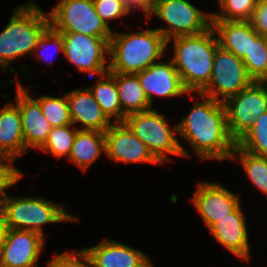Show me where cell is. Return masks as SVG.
Here are the masks:
<instances>
[{"label": "cell", "mask_w": 267, "mask_h": 267, "mask_svg": "<svg viewBox=\"0 0 267 267\" xmlns=\"http://www.w3.org/2000/svg\"><path fill=\"white\" fill-rule=\"evenodd\" d=\"M104 152L106 153L104 132L78 129L68 160L86 172Z\"/></svg>", "instance_id": "cell-22"}, {"label": "cell", "mask_w": 267, "mask_h": 267, "mask_svg": "<svg viewBox=\"0 0 267 267\" xmlns=\"http://www.w3.org/2000/svg\"><path fill=\"white\" fill-rule=\"evenodd\" d=\"M44 243L40 233L8 228L0 251V264L5 267H38Z\"/></svg>", "instance_id": "cell-13"}, {"label": "cell", "mask_w": 267, "mask_h": 267, "mask_svg": "<svg viewBox=\"0 0 267 267\" xmlns=\"http://www.w3.org/2000/svg\"><path fill=\"white\" fill-rule=\"evenodd\" d=\"M168 120V117L165 118L164 114L153 108L127 115L124 120L127 127L148 147L160 164L172 161L169 155L190 157L188 150L177 139V123L171 127Z\"/></svg>", "instance_id": "cell-6"}, {"label": "cell", "mask_w": 267, "mask_h": 267, "mask_svg": "<svg viewBox=\"0 0 267 267\" xmlns=\"http://www.w3.org/2000/svg\"><path fill=\"white\" fill-rule=\"evenodd\" d=\"M236 144L253 155L267 157V111Z\"/></svg>", "instance_id": "cell-29"}, {"label": "cell", "mask_w": 267, "mask_h": 267, "mask_svg": "<svg viewBox=\"0 0 267 267\" xmlns=\"http://www.w3.org/2000/svg\"><path fill=\"white\" fill-rule=\"evenodd\" d=\"M63 55L79 72L87 73L91 78L109 71V41L81 33H62Z\"/></svg>", "instance_id": "cell-11"}, {"label": "cell", "mask_w": 267, "mask_h": 267, "mask_svg": "<svg viewBox=\"0 0 267 267\" xmlns=\"http://www.w3.org/2000/svg\"><path fill=\"white\" fill-rule=\"evenodd\" d=\"M97 78L93 86H88L94 99L112 122H124L126 116L122 112L115 79L108 72Z\"/></svg>", "instance_id": "cell-24"}, {"label": "cell", "mask_w": 267, "mask_h": 267, "mask_svg": "<svg viewBox=\"0 0 267 267\" xmlns=\"http://www.w3.org/2000/svg\"><path fill=\"white\" fill-rule=\"evenodd\" d=\"M116 81L122 112L125 116L153 108L136 74L108 72Z\"/></svg>", "instance_id": "cell-23"}, {"label": "cell", "mask_w": 267, "mask_h": 267, "mask_svg": "<svg viewBox=\"0 0 267 267\" xmlns=\"http://www.w3.org/2000/svg\"><path fill=\"white\" fill-rule=\"evenodd\" d=\"M196 98L199 101L196 99L189 114L177 123L178 136L188 142L202 160H230L236 142L228 131L224 102L201 93Z\"/></svg>", "instance_id": "cell-1"}, {"label": "cell", "mask_w": 267, "mask_h": 267, "mask_svg": "<svg viewBox=\"0 0 267 267\" xmlns=\"http://www.w3.org/2000/svg\"><path fill=\"white\" fill-rule=\"evenodd\" d=\"M26 154L22 120L14 102H6L0 108V155L18 159Z\"/></svg>", "instance_id": "cell-20"}, {"label": "cell", "mask_w": 267, "mask_h": 267, "mask_svg": "<svg viewBox=\"0 0 267 267\" xmlns=\"http://www.w3.org/2000/svg\"><path fill=\"white\" fill-rule=\"evenodd\" d=\"M238 157L251 183L267 195V157L253 155L236 144L230 160L236 161Z\"/></svg>", "instance_id": "cell-25"}, {"label": "cell", "mask_w": 267, "mask_h": 267, "mask_svg": "<svg viewBox=\"0 0 267 267\" xmlns=\"http://www.w3.org/2000/svg\"><path fill=\"white\" fill-rule=\"evenodd\" d=\"M192 205L201 215L208 230L240 203V194L230 191L221 183L200 181L191 198Z\"/></svg>", "instance_id": "cell-12"}, {"label": "cell", "mask_w": 267, "mask_h": 267, "mask_svg": "<svg viewBox=\"0 0 267 267\" xmlns=\"http://www.w3.org/2000/svg\"><path fill=\"white\" fill-rule=\"evenodd\" d=\"M136 75L151 106L154 96L172 98L189 94L171 59L167 62L159 60Z\"/></svg>", "instance_id": "cell-16"}, {"label": "cell", "mask_w": 267, "mask_h": 267, "mask_svg": "<svg viewBox=\"0 0 267 267\" xmlns=\"http://www.w3.org/2000/svg\"><path fill=\"white\" fill-rule=\"evenodd\" d=\"M72 126L74 125L52 127L48 139L40 151L50 156L53 155L57 159H61V157L65 156L68 159L77 130L79 129Z\"/></svg>", "instance_id": "cell-27"}, {"label": "cell", "mask_w": 267, "mask_h": 267, "mask_svg": "<svg viewBox=\"0 0 267 267\" xmlns=\"http://www.w3.org/2000/svg\"><path fill=\"white\" fill-rule=\"evenodd\" d=\"M84 249L92 267H148L152 263L143 251L112 239Z\"/></svg>", "instance_id": "cell-18"}, {"label": "cell", "mask_w": 267, "mask_h": 267, "mask_svg": "<svg viewBox=\"0 0 267 267\" xmlns=\"http://www.w3.org/2000/svg\"><path fill=\"white\" fill-rule=\"evenodd\" d=\"M130 9L138 13L140 9L141 13L146 17L147 14L154 8L158 0H126ZM135 9V10H134Z\"/></svg>", "instance_id": "cell-36"}, {"label": "cell", "mask_w": 267, "mask_h": 267, "mask_svg": "<svg viewBox=\"0 0 267 267\" xmlns=\"http://www.w3.org/2000/svg\"><path fill=\"white\" fill-rule=\"evenodd\" d=\"M36 100L45 119L52 127L73 125L66 94L61 97L44 95L37 97Z\"/></svg>", "instance_id": "cell-28"}, {"label": "cell", "mask_w": 267, "mask_h": 267, "mask_svg": "<svg viewBox=\"0 0 267 267\" xmlns=\"http://www.w3.org/2000/svg\"><path fill=\"white\" fill-rule=\"evenodd\" d=\"M105 139V155L113 161L160 164L124 122L113 123L105 132Z\"/></svg>", "instance_id": "cell-15"}, {"label": "cell", "mask_w": 267, "mask_h": 267, "mask_svg": "<svg viewBox=\"0 0 267 267\" xmlns=\"http://www.w3.org/2000/svg\"><path fill=\"white\" fill-rule=\"evenodd\" d=\"M50 47L52 52H49ZM45 49V50H44ZM48 49V50H47ZM61 51L63 54V37L62 33L56 31L51 25L45 30V32L38 39L36 47L34 49L33 55H37L38 60L51 62L53 59L52 56L55 54L54 52ZM43 51V52H42ZM49 52V54H48ZM51 53V54H50ZM54 53V54H53ZM51 56V57H50ZM56 58V57H54Z\"/></svg>", "instance_id": "cell-31"}, {"label": "cell", "mask_w": 267, "mask_h": 267, "mask_svg": "<svg viewBox=\"0 0 267 267\" xmlns=\"http://www.w3.org/2000/svg\"><path fill=\"white\" fill-rule=\"evenodd\" d=\"M72 124L81 130L106 132L114 123L105 115L88 87L66 93Z\"/></svg>", "instance_id": "cell-19"}, {"label": "cell", "mask_w": 267, "mask_h": 267, "mask_svg": "<svg viewBox=\"0 0 267 267\" xmlns=\"http://www.w3.org/2000/svg\"><path fill=\"white\" fill-rule=\"evenodd\" d=\"M7 229H8V227L4 221L3 216H0V251H1V248L4 244Z\"/></svg>", "instance_id": "cell-37"}, {"label": "cell", "mask_w": 267, "mask_h": 267, "mask_svg": "<svg viewBox=\"0 0 267 267\" xmlns=\"http://www.w3.org/2000/svg\"><path fill=\"white\" fill-rule=\"evenodd\" d=\"M0 31V68L7 71L13 60L33 54L38 39L50 26L49 14L34 0L20 4Z\"/></svg>", "instance_id": "cell-4"}, {"label": "cell", "mask_w": 267, "mask_h": 267, "mask_svg": "<svg viewBox=\"0 0 267 267\" xmlns=\"http://www.w3.org/2000/svg\"><path fill=\"white\" fill-rule=\"evenodd\" d=\"M227 127L237 143L253 127L257 118L267 111V82L253 81L225 102Z\"/></svg>", "instance_id": "cell-9"}, {"label": "cell", "mask_w": 267, "mask_h": 267, "mask_svg": "<svg viewBox=\"0 0 267 267\" xmlns=\"http://www.w3.org/2000/svg\"><path fill=\"white\" fill-rule=\"evenodd\" d=\"M253 81L243 60L219 45L213 60L211 79L200 93L214 100L225 102Z\"/></svg>", "instance_id": "cell-10"}, {"label": "cell", "mask_w": 267, "mask_h": 267, "mask_svg": "<svg viewBox=\"0 0 267 267\" xmlns=\"http://www.w3.org/2000/svg\"><path fill=\"white\" fill-rule=\"evenodd\" d=\"M219 45L243 59L251 48V24L249 21L212 20Z\"/></svg>", "instance_id": "cell-21"}, {"label": "cell", "mask_w": 267, "mask_h": 267, "mask_svg": "<svg viewBox=\"0 0 267 267\" xmlns=\"http://www.w3.org/2000/svg\"><path fill=\"white\" fill-rule=\"evenodd\" d=\"M167 41L155 28L139 32L113 31L109 41V71L136 74L161 60Z\"/></svg>", "instance_id": "cell-3"}, {"label": "cell", "mask_w": 267, "mask_h": 267, "mask_svg": "<svg viewBox=\"0 0 267 267\" xmlns=\"http://www.w3.org/2000/svg\"><path fill=\"white\" fill-rule=\"evenodd\" d=\"M173 41L172 61L189 93H200L209 83L219 42L212 26L200 34L179 36Z\"/></svg>", "instance_id": "cell-2"}, {"label": "cell", "mask_w": 267, "mask_h": 267, "mask_svg": "<svg viewBox=\"0 0 267 267\" xmlns=\"http://www.w3.org/2000/svg\"><path fill=\"white\" fill-rule=\"evenodd\" d=\"M241 203L209 229L215 240L241 261L251 258L250 243Z\"/></svg>", "instance_id": "cell-17"}, {"label": "cell", "mask_w": 267, "mask_h": 267, "mask_svg": "<svg viewBox=\"0 0 267 267\" xmlns=\"http://www.w3.org/2000/svg\"><path fill=\"white\" fill-rule=\"evenodd\" d=\"M64 207L43 197L6 195L3 218L8 228L34 231L44 237L42 226L46 224L80 221L79 217L73 216Z\"/></svg>", "instance_id": "cell-5"}, {"label": "cell", "mask_w": 267, "mask_h": 267, "mask_svg": "<svg viewBox=\"0 0 267 267\" xmlns=\"http://www.w3.org/2000/svg\"><path fill=\"white\" fill-rule=\"evenodd\" d=\"M93 2L97 14L110 28V20H117L133 13L126 0H93Z\"/></svg>", "instance_id": "cell-32"}, {"label": "cell", "mask_w": 267, "mask_h": 267, "mask_svg": "<svg viewBox=\"0 0 267 267\" xmlns=\"http://www.w3.org/2000/svg\"><path fill=\"white\" fill-rule=\"evenodd\" d=\"M249 22L259 35L267 38V0H257Z\"/></svg>", "instance_id": "cell-35"}, {"label": "cell", "mask_w": 267, "mask_h": 267, "mask_svg": "<svg viewBox=\"0 0 267 267\" xmlns=\"http://www.w3.org/2000/svg\"><path fill=\"white\" fill-rule=\"evenodd\" d=\"M10 84H16V102L14 103L20 111L22 120V129L24 142L26 147V154L29 148L40 150L46 143L52 126L45 119L39 102L28 93V89L21 85V81L17 83L10 79Z\"/></svg>", "instance_id": "cell-14"}, {"label": "cell", "mask_w": 267, "mask_h": 267, "mask_svg": "<svg viewBox=\"0 0 267 267\" xmlns=\"http://www.w3.org/2000/svg\"><path fill=\"white\" fill-rule=\"evenodd\" d=\"M14 158L0 155V192L6 196V189L19 183L24 173L13 166Z\"/></svg>", "instance_id": "cell-34"}, {"label": "cell", "mask_w": 267, "mask_h": 267, "mask_svg": "<svg viewBox=\"0 0 267 267\" xmlns=\"http://www.w3.org/2000/svg\"><path fill=\"white\" fill-rule=\"evenodd\" d=\"M257 0H219V13L212 12V20L249 21Z\"/></svg>", "instance_id": "cell-30"}, {"label": "cell", "mask_w": 267, "mask_h": 267, "mask_svg": "<svg viewBox=\"0 0 267 267\" xmlns=\"http://www.w3.org/2000/svg\"><path fill=\"white\" fill-rule=\"evenodd\" d=\"M47 267H92L91 259L87 251L66 250L64 253L56 254L47 262Z\"/></svg>", "instance_id": "cell-33"}, {"label": "cell", "mask_w": 267, "mask_h": 267, "mask_svg": "<svg viewBox=\"0 0 267 267\" xmlns=\"http://www.w3.org/2000/svg\"><path fill=\"white\" fill-rule=\"evenodd\" d=\"M254 81L267 82V38L259 35L251 25V48L242 59Z\"/></svg>", "instance_id": "cell-26"}, {"label": "cell", "mask_w": 267, "mask_h": 267, "mask_svg": "<svg viewBox=\"0 0 267 267\" xmlns=\"http://www.w3.org/2000/svg\"><path fill=\"white\" fill-rule=\"evenodd\" d=\"M151 15L168 24V28H155L167 42L179 36L200 34L212 26V12H203L189 0H158L146 18Z\"/></svg>", "instance_id": "cell-7"}, {"label": "cell", "mask_w": 267, "mask_h": 267, "mask_svg": "<svg viewBox=\"0 0 267 267\" xmlns=\"http://www.w3.org/2000/svg\"><path fill=\"white\" fill-rule=\"evenodd\" d=\"M4 198L5 196L0 192V216H3Z\"/></svg>", "instance_id": "cell-38"}, {"label": "cell", "mask_w": 267, "mask_h": 267, "mask_svg": "<svg viewBox=\"0 0 267 267\" xmlns=\"http://www.w3.org/2000/svg\"><path fill=\"white\" fill-rule=\"evenodd\" d=\"M50 25L60 33L111 38L113 29L97 14L93 0H60L48 11Z\"/></svg>", "instance_id": "cell-8"}]
</instances>
